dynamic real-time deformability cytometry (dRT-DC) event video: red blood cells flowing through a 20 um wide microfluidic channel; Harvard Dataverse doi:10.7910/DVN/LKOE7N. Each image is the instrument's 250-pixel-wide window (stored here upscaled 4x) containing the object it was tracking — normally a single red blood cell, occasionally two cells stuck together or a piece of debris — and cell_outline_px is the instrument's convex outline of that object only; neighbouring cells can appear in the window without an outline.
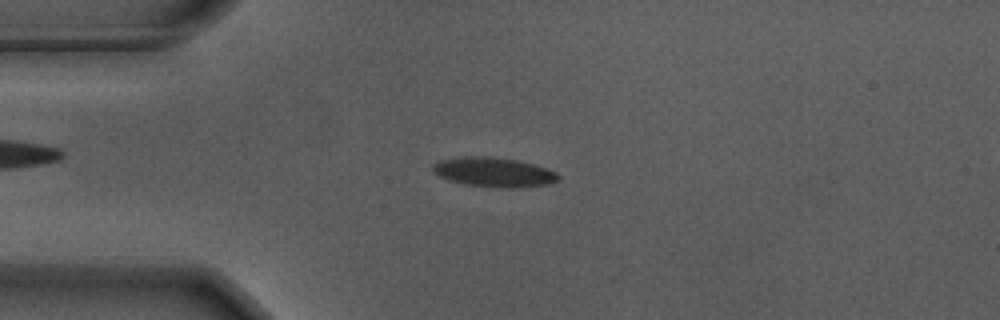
{"species": "Egyptian fruit bat (a non-hibernating species)", "species_latin": "Rousettus aegyptiacus", "temperature_condition": "warm", "stored_images_in_passage": 43, "camera_frame_rate_fps": 3000, "um_per_image_px": 0.085, "animal": {"sex": "male"}, "frame": {"image": 1, "passage_image": 1, "time_ms": 0.0, "image_size_px": [1000, 320], "cell_outline_px": [[560, 180], [548, 184], [516, 188], [500, 188], [464, 184], [448, 180], [432, 172], [432, 164], [440, 160], [464, 156], [488, 156], [516, 160], [548, 168], [556, 172], [560, 176]], "centroid_in_image_um": [41.97, 14.64], "position_along_channel_um": 43.0, "area_um2": 21.73}}
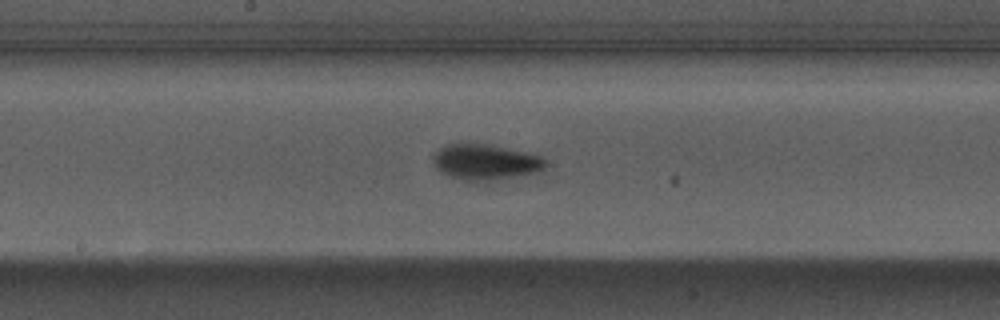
{"frame": {"image": 2, "passage_image": 16, "time_ms": 5.0, "image_size_px": [1000, 320], "cell_outline_px": [[544, 168], [540, 172], [488, 180], [464, 180], [440, 172], [436, 168], [432, 160], [432, 156], [440, 148], [448, 144], [484, 144], [524, 152], [540, 156], [544, 160]], "centroid_in_image_um": [41.22, 13.77], "position_along_channel_um": 207.0, "area_um2": 22.6}}
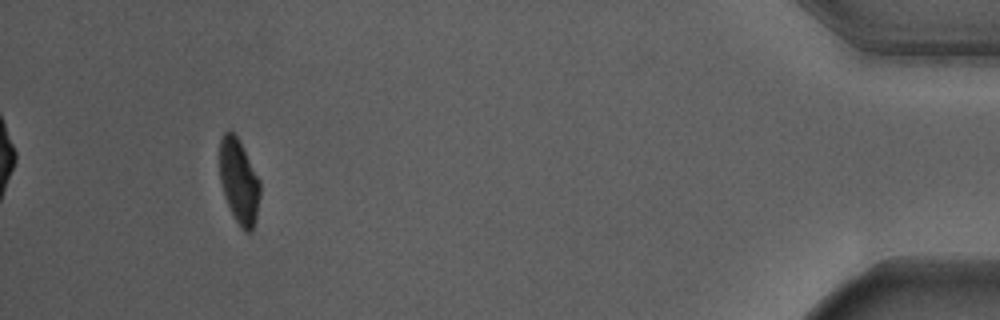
{"frame": {"image": 3, "passage_image": 39, "time_ms": 12.667, "image_size_px": [1000, 320], "cell_outline_px": [[260, 196], [256, 220], [252, 232], [244, 232], [240, 228], [224, 196], [220, 180], [220, 140], [224, 132], [232, 132], [240, 140], [260, 180]], "centroid_in_image_um": [20.33, 15.44], "position_along_channel_um": 414.9, "area_um2": 20.0}, "authors_computed_cell_mechanics": {"area_um2": 21.5594, "velocity_mm_per_s": 3.6704, "shape_relaxation_time_tau1_ms": 3.2577, "shape_relaxation_time_tau2_ms": 1.5154, "deformation_change_tau1": 0.1483, "deformation_change_tau2": 0.0709}}